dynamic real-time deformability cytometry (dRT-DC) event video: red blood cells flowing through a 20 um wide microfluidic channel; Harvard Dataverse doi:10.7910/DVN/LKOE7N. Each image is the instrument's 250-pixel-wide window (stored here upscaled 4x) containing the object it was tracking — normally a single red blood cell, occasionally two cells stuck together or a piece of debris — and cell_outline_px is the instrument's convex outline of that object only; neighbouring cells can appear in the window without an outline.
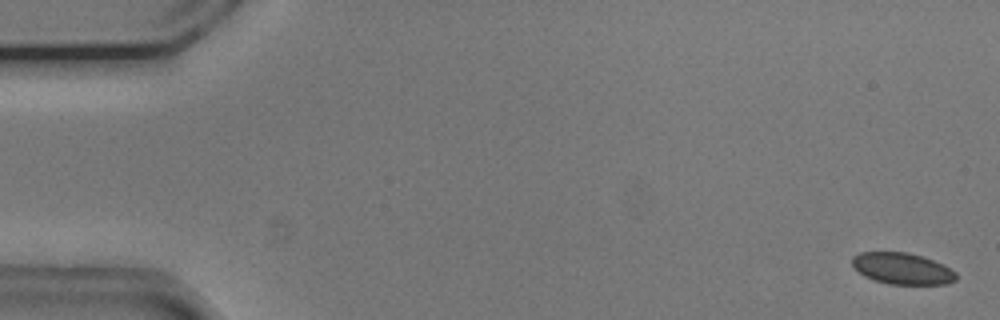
{"species": "common noctule bat (a hibernating species)", "species_latin": "Nyctalus noctula", "temperature_condition": "cold", "stored_images_in_passage": 54, "camera_frame_rate_fps": 3000, "um_per_image_px": 0.085, "animal": {"sex": "male", "body_mass_g": 20.5, "forearm_length_mm": 52.5}, "frame": {"image": 1, "passage_image": 1, "time_ms": 0.0, "image_size_px": [1000, 320], "cell_outline_px": [[956, 280], [944, 284], [888, 284], [864, 276], [852, 264], [852, 256], [860, 252], [908, 252], [924, 256], [944, 264], [956, 272]], "centroid_in_image_um": [76.71, 22.81], "position_along_channel_um": 8.3, "area_um2": 19.07}}
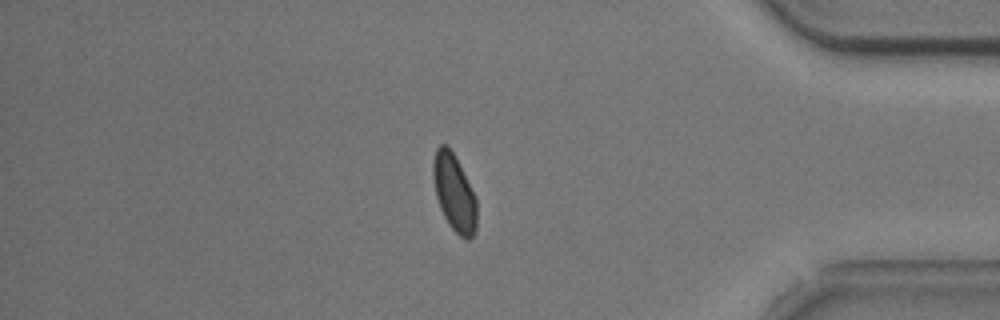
{"frame": {"image": 2, "passage_image": 46, "time_ms": 15.0, "image_size_px": [1000, 320], "cell_outline_px": [[476, 228], [472, 236], [468, 240], [460, 236], [448, 224], [440, 208], [436, 196], [432, 176], [432, 164], [436, 148], [440, 144], [448, 144], [476, 200]], "centroid_in_image_um": [38.56, 16.39], "position_along_channel_um": 396.6, "area_um2": 19.13}}
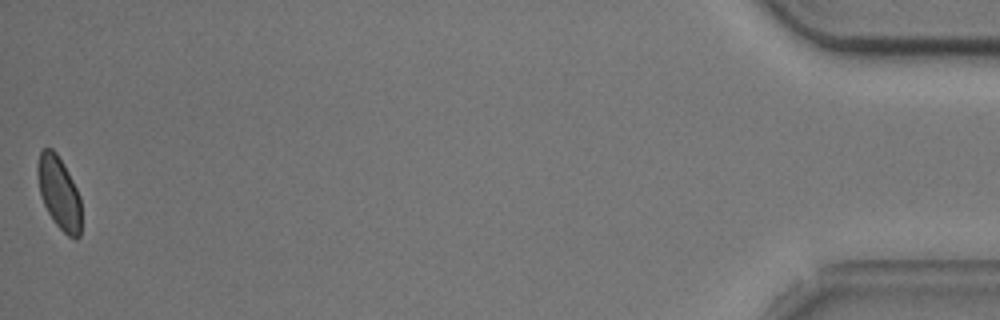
{"frame": {"image": 3, "passage_image": 54, "time_ms": 17.667, "image_size_px": [1000, 320], "cell_outline_px": [[80, 236], [76, 240], [68, 236], [52, 220], [40, 196], [36, 172], [36, 164], [40, 152], [44, 148], [52, 148], [56, 152], [64, 164], [80, 196]], "centroid_in_image_um": [4.99, 16.37], "position_along_channel_um": 430.2, "area_um2": 18.61}, "authors_computed_cell_mechanics": {"area_um2": 19.8832, "velocity_mm_per_s": 3.7125, "shape_relaxation_time_tau1_ms": 2.0871, "shape_relaxation_time_tau2_ms": null, "deformation_change_tau1": 0.0457, "deformation_change_tau2": null}}